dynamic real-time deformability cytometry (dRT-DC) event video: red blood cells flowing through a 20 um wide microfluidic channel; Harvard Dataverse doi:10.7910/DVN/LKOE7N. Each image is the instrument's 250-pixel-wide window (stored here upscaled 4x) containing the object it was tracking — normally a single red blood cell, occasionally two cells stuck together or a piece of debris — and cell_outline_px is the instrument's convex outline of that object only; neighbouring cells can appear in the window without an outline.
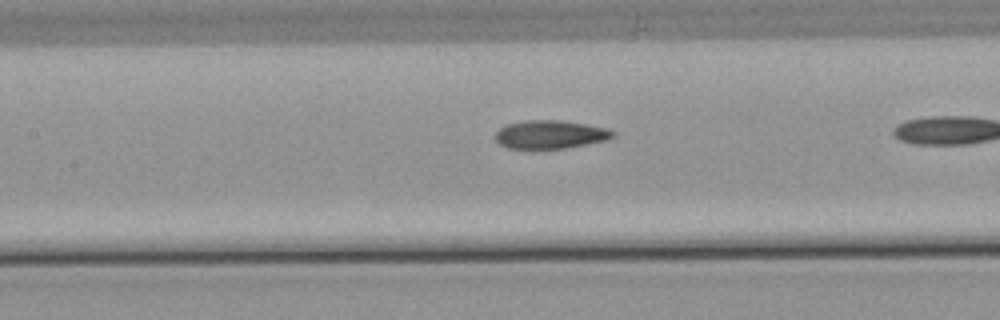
{"species": "common noctule bat (a hibernating species)", "species_latin": "Nyctalus noctula", "temperature_condition": "warm", "stored_images_in_passage": 30, "camera_frame_rate_fps": 3000, "um_per_image_px": 0.085, "animal": {"sex": "male", "body_mass_g": 21.5, "forearm_length_mm": 52.0}, "frame": {"image": 1, "passage_image": 21, "time_ms": 6.667, "image_size_px": [1000, 320], "cell_outline_px": [[616, 136], [608, 140], [564, 148], [508, 148], [500, 144], [492, 136], [500, 128], [508, 124], [524, 120], [560, 120], [584, 124], [604, 128], [616, 132]], "centroid_in_image_um": [46.76, 11.43], "position_along_channel_um": 160.6, "area_um2": 19.31}}
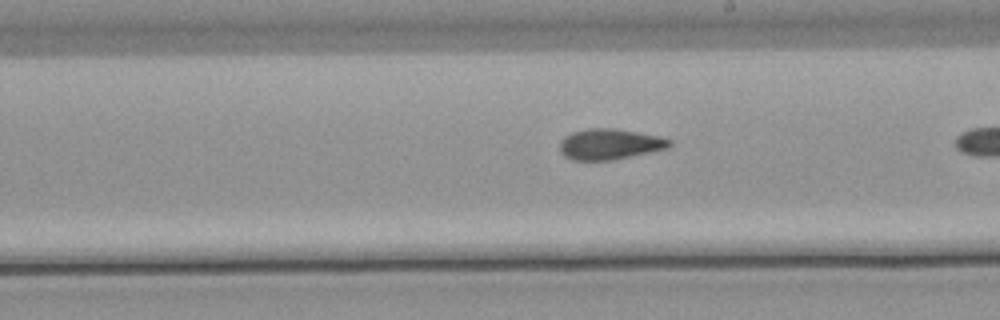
{"frame": {"image": 2, "passage_image": 27, "time_ms": 8.667, "image_size_px": [1000, 320], "cell_outline_px": [[672, 144], [668, 148], [612, 160], [572, 160], [564, 156], [560, 152], [560, 140], [564, 136], [572, 132], [588, 128], [612, 128], [660, 136], [672, 140]], "centroid_in_image_um": [51.8, 12.25], "position_along_channel_um": 237.2, "area_um2": 19.65}}